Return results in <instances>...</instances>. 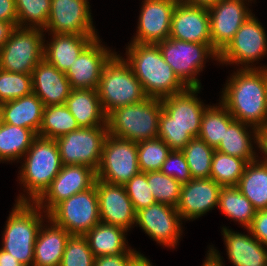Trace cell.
I'll use <instances>...</instances> for the list:
<instances>
[{"instance_id": "obj_1", "label": "cell", "mask_w": 267, "mask_h": 266, "mask_svg": "<svg viewBox=\"0 0 267 266\" xmlns=\"http://www.w3.org/2000/svg\"><path fill=\"white\" fill-rule=\"evenodd\" d=\"M235 70L227 78L219 102L235 120L259 129L267 124V68Z\"/></svg>"}, {"instance_id": "obj_2", "label": "cell", "mask_w": 267, "mask_h": 266, "mask_svg": "<svg viewBox=\"0 0 267 266\" xmlns=\"http://www.w3.org/2000/svg\"><path fill=\"white\" fill-rule=\"evenodd\" d=\"M202 88L186 90L161 99L158 137L171 150H182L193 137L200 134L201 119L209 106L197 97Z\"/></svg>"}, {"instance_id": "obj_3", "label": "cell", "mask_w": 267, "mask_h": 266, "mask_svg": "<svg viewBox=\"0 0 267 266\" xmlns=\"http://www.w3.org/2000/svg\"><path fill=\"white\" fill-rule=\"evenodd\" d=\"M126 58L147 97L162 99L188 87L165 62L158 44L128 43Z\"/></svg>"}, {"instance_id": "obj_4", "label": "cell", "mask_w": 267, "mask_h": 266, "mask_svg": "<svg viewBox=\"0 0 267 266\" xmlns=\"http://www.w3.org/2000/svg\"><path fill=\"white\" fill-rule=\"evenodd\" d=\"M21 160L17 177L23 193L15 202L35 203L63 167L58 144L55 139L37 136Z\"/></svg>"}, {"instance_id": "obj_5", "label": "cell", "mask_w": 267, "mask_h": 266, "mask_svg": "<svg viewBox=\"0 0 267 266\" xmlns=\"http://www.w3.org/2000/svg\"><path fill=\"white\" fill-rule=\"evenodd\" d=\"M8 216L0 249L10 253L24 266H33L36 237L48 214L35 203L16 202Z\"/></svg>"}, {"instance_id": "obj_6", "label": "cell", "mask_w": 267, "mask_h": 266, "mask_svg": "<svg viewBox=\"0 0 267 266\" xmlns=\"http://www.w3.org/2000/svg\"><path fill=\"white\" fill-rule=\"evenodd\" d=\"M162 102L158 98L115 108L107 115L108 134L133 142L158 137Z\"/></svg>"}, {"instance_id": "obj_7", "label": "cell", "mask_w": 267, "mask_h": 266, "mask_svg": "<svg viewBox=\"0 0 267 266\" xmlns=\"http://www.w3.org/2000/svg\"><path fill=\"white\" fill-rule=\"evenodd\" d=\"M117 54L115 52L106 62L97 89L101 107L106 115L115 108L135 104L147 98L129 63Z\"/></svg>"}, {"instance_id": "obj_8", "label": "cell", "mask_w": 267, "mask_h": 266, "mask_svg": "<svg viewBox=\"0 0 267 266\" xmlns=\"http://www.w3.org/2000/svg\"><path fill=\"white\" fill-rule=\"evenodd\" d=\"M158 44L166 63L187 87L202 88L199 74L209 59L218 62L219 53L212 45L168 38ZM208 59V60H207Z\"/></svg>"}, {"instance_id": "obj_9", "label": "cell", "mask_w": 267, "mask_h": 266, "mask_svg": "<svg viewBox=\"0 0 267 266\" xmlns=\"http://www.w3.org/2000/svg\"><path fill=\"white\" fill-rule=\"evenodd\" d=\"M261 24L255 14H252L219 53L218 63L223 66L237 65L238 69L267 68L264 64L256 66L267 55V33Z\"/></svg>"}, {"instance_id": "obj_10", "label": "cell", "mask_w": 267, "mask_h": 266, "mask_svg": "<svg viewBox=\"0 0 267 266\" xmlns=\"http://www.w3.org/2000/svg\"><path fill=\"white\" fill-rule=\"evenodd\" d=\"M45 35L43 29L16 27L0 48V69L32 74L44 58Z\"/></svg>"}, {"instance_id": "obj_11", "label": "cell", "mask_w": 267, "mask_h": 266, "mask_svg": "<svg viewBox=\"0 0 267 266\" xmlns=\"http://www.w3.org/2000/svg\"><path fill=\"white\" fill-rule=\"evenodd\" d=\"M48 218L71 235H85L100 222L98 196L95 184L56 204Z\"/></svg>"}, {"instance_id": "obj_12", "label": "cell", "mask_w": 267, "mask_h": 266, "mask_svg": "<svg viewBox=\"0 0 267 266\" xmlns=\"http://www.w3.org/2000/svg\"><path fill=\"white\" fill-rule=\"evenodd\" d=\"M107 126L80 127L56 139L63 165H86L97 171Z\"/></svg>"}, {"instance_id": "obj_13", "label": "cell", "mask_w": 267, "mask_h": 266, "mask_svg": "<svg viewBox=\"0 0 267 266\" xmlns=\"http://www.w3.org/2000/svg\"><path fill=\"white\" fill-rule=\"evenodd\" d=\"M139 172L137 142L107 134L96 178L110 184L124 185Z\"/></svg>"}, {"instance_id": "obj_14", "label": "cell", "mask_w": 267, "mask_h": 266, "mask_svg": "<svg viewBox=\"0 0 267 266\" xmlns=\"http://www.w3.org/2000/svg\"><path fill=\"white\" fill-rule=\"evenodd\" d=\"M182 219L176 207L158 203L142 208L136 212L135 227H140L158 245L177 248L182 237Z\"/></svg>"}, {"instance_id": "obj_15", "label": "cell", "mask_w": 267, "mask_h": 266, "mask_svg": "<svg viewBox=\"0 0 267 266\" xmlns=\"http://www.w3.org/2000/svg\"><path fill=\"white\" fill-rule=\"evenodd\" d=\"M89 0H51L45 33L98 35Z\"/></svg>"}, {"instance_id": "obj_16", "label": "cell", "mask_w": 267, "mask_h": 266, "mask_svg": "<svg viewBox=\"0 0 267 266\" xmlns=\"http://www.w3.org/2000/svg\"><path fill=\"white\" fill-rule=\"evenodd\" d=\"M255 1L219 0L207 7L212 47L218 53L227 46L241 25L253 14L249 6H252V2Z\"/></svg>"}, {"instance_id": "obj_17", "label": "cell", "mask_w": 267, "mask_h": 266, "mask_svg": "<svg viewBox=\"0 0 267 266\" xmlns=\"http://www.w3.org/2000/svg\"><path fill=\"white\" fill-rule=\"evenodd\" d=\"M96 179V171L86 165H63L49 188L35 204L48 213L62 200L91 188Z\"/></svg>"}, {"instance_id": "obj_18", "label": "cell", "mask_w": 267, "mask_h": 266, "mask_svg": "<svg viewBox=\"0 0 267 266\" xmlns=\"http://www.w3.org/2000/svg\"><path fill=\"white\" fill-rule=\"evenodd\" d=\"M101 40L100 36L95 38L65 72L72 89H98L102 70L116 52Z\"/></svg>"}, {"instance_id": "obj_19", "label": "cell", "mask_w": 267, "mask_h": 266, "mask_svg": "<svg viewBox=\"0 0 267 266\" xmlns=\"http://www.w3.org/2000/svg\"><path fill=\"white\" fill-rule=\"evenodd\" d=\"M179 0H143L131 43L157 44L169 38L171 18Z\"/></svg>"}, {"instance_id": "obj_20", "label": "cell", "mask_w": 267, "mask_h": 266, "mask_svg": "<svg viewBox=\"0 0 267 266\" xmlns=\"http://www.w3.org/2000/svg\"><path fill=\"white\" fill-rule=\"evenodd\" d=\"M100 222L121 227L129 232L136 224V211L123 185L95 181Z\"/></svg>"}, {"instance_id": "obj_21", "label": "cell", "mask_w": 267, "mask_h": 266, "mask_svg": "<svg viewBox=\"0 0 267 266\" xmlns=\"http://www.w3.org/2000/svg\"><path fill=\"white\" fill-rule=\"evenodd\" d=\"M169 38L212 45L208 8L178 1L172 13Z\"/></svg>"}, {"instance_id": "obj_22", "label": "cell", "mask_w": 267, "mask_h": 266, "mask_svg": "<svg viewBox=\"0 0 267 266\" xmlns=\"http://www.w3.org/2000/svg\"><path fill=\"white\" fill-rule=\"evenodd\" d=\"M222 186L211 178L192 179L182 184L176 209L184 221H194L219 205Z\"/></svg>"}, {"instance_id": "obj_23", "label": "cell", "mask_w": 267, "mask_h": 266, "mask_svg": "<svg viewBox=\"0 0 267 266\" xmlns=\"http://www.w3.org/2000/svg\"><path fill=\"white\" fill-rule=\"evenodd\" d=\"M32 84L33 93L44 106L65 104L72 90L65 72L59 71L44 58L32 72Z\"/></svg>"}, {"instance_id": "obj_24", "label": "cell", "mask_w": 267, "mask_h": 266, "mask_svg": "<svg viewBox=\"0 0 267 266\" xmlns=\"http://www.w3.org/2000/svg\"><path fill=\"white\" fill-rule=\"evenodd\" d=\"M226 254L233 266H267V247L249 231L247 234L221 227Z\"/></svg>"}, {"instance_id": "obj_25", "label": "cell", "mask_w": 267, "mask_h": 266, "mask_svg": "<svg viewBox=\"0 0 267 266\" xmlns=\"http://www.w3.org/2000/svg\"><path fill=\"white\" fill-rule=\"evenodd\" d=\"M52 35V36H51ZM44 39V59L59 71L66 72L80 53L99 35H75L48 33Z\"/></svg>"}, {"instance_id": "obj_26", "label": "cell", "mask_w": 267, "mask_h": 266, "mask_svg": "<svg viewBox=\"0 0 267 266\" xmlns=\"http://www.w3.org/2000/svg\"><path fill=\"white\" fill-rule=\"evenodd\" d=\"M40 226L35 245L33 266H60L71 234L49 218Z\"/></svg>"}, {"instance_id": "obj_27", "label": "cell", "mask_w": 267, "mask_h": 266, "mask_svg": "<svg viewBox=\"0 0 267 266\" xmlns=\"http://www.w3.org/2000/svg\"><path fill=\"white\" fill-rule=\"evenodd\" d=\"M125 229L99 222L84 236L87 238L90 250L95 257L119 255V254H141L136 248L128 245Z\"/></svg>"}, {"instance_id": "obj_28", "label": "cell", "mask_w": 267, "mask_h": 266, "mask_svg": "<svg viewBox=\"0 0 267 266\" xmlns=\"http://www.w3.org/2000/svg\"><path fill=\"white\" fill-rule=\"evenodd\" d=\"M44 105L34 93L0 104L3 122L35 131L42 124Z\"/></svg>"}, {"instance_id": "obj_29", "label": "cell", "mask_w": 267, "mask_h": 266, "mask_svg": "<svg viewBox=\"0 0 267 266\" xmlns=\"http://www.w3.org/2000/svg\"><path fill=\"white\" fill-rule=\"evenodd\" d=\"M65 105L79 127L107 126V115L101 107L97 90L72 89Z\"/></svg>"}, {"instance_id": "obj_30", "label": "cell", "mask_w": 267, "mask_h": 266, "mask_svg": "<svg viewBox=\"0 0 267 266\" xmlns=\"http://www.w3.org/2000/svg\"><path fill=\"white\" fill-rule=\"evenodd\" d=\"M255 145H257V129L234 120L225 129V135L215 150L244 159L248 163L257 160Z\"/></svg>"}, {"instance_id": "obj_31", "label": "cell", "mask_w": 267, "mask_h": 266, "mask_svg": "<svg viewBox=\"0 0 267 266\" xmlns=\"http://www.w3.org/2000/svg\"><path fill=\"white\" fill-rule=\"evenodd\" d=\"M237 187L257 211L267 209V164L248 162Z\"/></svg>"}, {"instance_id": "obj_32", "label": "cell", "mask_w": 267, "mask_h": 266, "mask_svg": "<svg viewBox=\"0 0 267 266\" xmlns=\"http://www.w3.org/2000/svg\"><path fill=\"white\" fill-rule=\"evenodd\" d=\"M37 136L31 129L3 122L0 127V163L20 162Z\"/></svg>"}, {"instance_id": "obj_33", "label": "cell", "mask_w": 267, "mask_h": 266, "mask_svg": "<svg viewBox=\"0 0 267 266\" xmlns=\"http://www.w3.org/2000/svg\"><path fill=\"white\" fill-rule=\"evenodd\" d=\"M218 209L225 217L238 222L244 229L251 226L257 212L253 204L240 192L237 186H222Z\"/></svg>"}, {"instance_id": "obj_34", "label": "cell", "mask_w": 267, "mask_h": 266, "mask_svg": "<svg viewBox=\"0 0 267 266\" xmlns=\"http://www.w3.org/2000/svg\"><path fill=\"white\" fill-rule=\"evenodd\" d=\"M234 120L233 116L220 102L213 104V106L210 104L202 115L198 137L210 147L216 149L225 135V129Z\"/></svg>"}, {"instance_id": "obj_35", "label": "cell", "mask_w": 267, "mask_h": 266, "mask_svg": "<svg viewBox=\"0 0 267 266\" xmlns=\"http://www.w3.org/2000/svg\"><path fill=\"white\" fill-rule=\"evenodd\" d=\"M79 128L76 119L65 104L49 105L44 107L42 124L37 135L56 140Z\"/></svg>"}, {"instance_id": "obj_36", "label": "cell", "mask_w": 267, "mask_h": 266, "mask_svg": "<svg viewBox=\"0 0 267 266\" xmlns=\"http://www.w3.org/2000/svg\"><path fill=\"white\" fill-rule=\"evenodd\" d=\"M246 165L244 159L215 150L210 178L221 186H237Z\"/></svg>"}, {"instance_id": "obj_37", "label": "cell", "mask_w": 267, "mask_h": 266, "mask_svg": "<svg viewBox=\"0 0 267 266\" xmlns=\"http://www.w3.org/2000/svg\"><path fill=\"white\" fill-rule=\"evenodd\" d=\"M188 163L193 179L210 178L215 149L199 137H193L181 150Z\"/></svg>"}, {"instance_id": "obj_38", "label": "cell", "mask_w": 267, "mask_h": 266, "mask_svg": "<svg viewBox=\"0 0 267 266\" xmlns=\"http://www.w3.org/2000/svg\"><path fill=\"white\" fill-rule=\"evenodd\" d=\"M17 27L45 29L51 0H15Z\"/></svg>"}, {"instance_id": "obj_39", "label": "cell", "mask_w": 267, "mask_h": 266, "mask_svg": "<svg viewBox=\"0 0 267 266\" xmlns=\"http://www.w3.org/2000/svg\"><path fill=\"white\" fill-rule=\"evenodd\" d=\"M170 152L168 144L159 137L137 142L140 172L160 171Z\"/></svg>"}, {"instance_id": "obj_40", "label": "cell", "mask_w": 267, "mask_h": 266, "mask_svg": "<svg viewBox=\"0 0 267 266\" xmlns=\"http://www.w3.org/2000/svg\"><path fill=\"white\" fill-rule=\"evenodd\" d=\"M147 181L155 201L176 207L182 184L161 171L147 172Z\"/></svg>"}, {"instance_id": "obj_41", "label": "cell", "mask_w": 267, "mask_h": 266, "mask_svg": "<svg viewBox=\"0 0 267 266\" xmlns=\"http://www.w3.org/2000/svg\"><path fill=\"white\" fill-rule=\"evenodd\" d=\"M33 93L32 74L0 69V104Z\"/></svg>"}, {"instance_id": "obj_42", "label": "cell", "mask_w": 267, "mask_h": 266, "mask_svg": "<svg viewBox=\"0 0 267 266\" xmlns=\"http://www.w3.org/2000/svg\"><path fill=\"white\" fill-rule=\"evenodd\" d=\"M95 256L84 235H71L67 241L60 266H94Z\"/></svg>"}, {"instance_id": "obj_43", "label": "cell", "mask_w": 267, "mask_h": 266, "mask_svg": "<svg viewBox=\"0 0 267 266\" xmlns=\"http://www.w3.org/2000/svg\"><path fill=\"white\" fill-rule=\"evenodd\" d=\"M123 186L136 212L156 203L148 185L147 172H139Z\"/></svg>"}, {"instance_id": "obj_44", "label": "cell", "mask_w": 267, "mask_h": 266, "mask_svg": "<svg viewBox=\"0 0 267 266\" xmlns=\"http://www.w3.org/2000/svg\"><path fill=\"white\" fill-rule=\"evenodd\" d=\"M160 171L171 176L181 184L192 180L188 163L181 150H171L165 162L162 164Z\"/></svg>"}, {"instance_id": "obj_45", "label": "cell", "mask_w": 267, "mask_h": 266, "mask_svg": "<svg viewBox=\"0 0 267 266\" xmlns=\"http://www.w3.org/2000/svg\"><path fill=\"white\" fill-rule=\"evenodd\" d=\"M248 229L257 240L267 247V209L256 212Z\"/></svg>"}, {"instance_id": "obj_46", "label": "cell", "mask_w": 267, "mask_h": 266, "mask_svg": "<svg viewBox=\"0 0 267 266\" xmlns=\"http://www.w3.org/2000/svg\"><path fill=\"white\" fill-rule=\"evenodd\" d=\"M140 254H119L95 257L94 266H130Z\"/></svg>"}, {"instance_id": "obj_47", "label": "cell", "mask_w": 267, "mask_h": 266, "mask_svg": "<svg viewBox=\"0 0 267 266\" xmlns=\"http://www.w3.org/2000/svg\"><path fill=\"white\" fill-rule=\"evenodd\" d=\"M0 20L11 22L15 27H17L15 0H0Z\"/></svg>"}, {"instance_id": "obj_48", "label": "cell", "mask_w": 267, "mask_h": 266, "mask_svg": "<svg viewBox=\"0 0 267 266\" xmlns=\"http://www.w3.org/2000/svg\"><path fill=\"white\" fill-rule=\"evenodd\" d=\"M257 150L260 151L261 158L257 156V159L267 164V124L257 129Z\"/></svg>"}, {"instance_id": "obj_49", "label": "cell", "mask_w": 267, "mask_h": 266, "mask_svg": "<svg viewBox=\"0 0 267 266\" xmlns=\"http://www.w3.org/2000/svg\"><path fill=\"white\" fill-rule=\"evenodd\" d=\"M222 259L223 256L220 255V252L213 245H210L201 266H225Z\"/></svg>"}, {"instance_id": "obj_50", "label": "cell", "mask_w": 267, "mask_h": 266, "mask_svg": "<svg viewBox=\"0 0 267 266\" xmlns=\"http://www.w3.org/2000/svg\"><path fill=\"white\" fill-rule=\"evenodd\" d=\"M15 28L16 27L11 22L0 20V48L8 41Z\"/></svg>"}, {"instance_id": "obj_51", "label": "cell", "mask_w": 267, "mask_h": 266, "mask_svg": "<svg viewBox=\"0 0 267 266\" xmlns=\"http://www.w3.org/2000/svg\"><path fill=\"white\" fill-rule=\"evenodd\" d=\"M0 266H24L10 253L0 249Z\"/></svg>"}, {"instance_id": "obj_52", "label": "cell", "mask_w": 267, "mask_h": 266, "mask_svg": "<svg viewBox=\"0 0 267 266\" xmlns=\"http://www.w3.org/2000/svg\"><path fill=\"white\" fill-rule=\"evenodd\" d=\"M130 266H154L150 259L147 258L143 253L140 254Z\"/></svg>"}, {"instance_id": "obj_53", "label": "cell", "mask_w": 267, "mask_h": 266, "mask_svg": "<svg viewBox=\"0 0 267 266\" xmlns=\"http://www.w3.org/2000/svg\"><path fill=\"white\" fill-rule=\"evenodd\" d=\"M180 2L190 4V5H198V6H210L212 4L217 3L219 0H179Z\"/></svg>"}, {"instance_id": "obj_54", "label": "cell", "mask_w": 267, "mask_h": 266, "mask_svg": "<svg viewBox=\"0 0 267 266\" xmlns=\"http://www.w3.org/2000/svg\"><path fill=\"white\" fill-rule=\"evenodd\" d=\"M2 124H3V117H2L1 110H0V127L2 126Z\"/></svg>"}]
</instances>
